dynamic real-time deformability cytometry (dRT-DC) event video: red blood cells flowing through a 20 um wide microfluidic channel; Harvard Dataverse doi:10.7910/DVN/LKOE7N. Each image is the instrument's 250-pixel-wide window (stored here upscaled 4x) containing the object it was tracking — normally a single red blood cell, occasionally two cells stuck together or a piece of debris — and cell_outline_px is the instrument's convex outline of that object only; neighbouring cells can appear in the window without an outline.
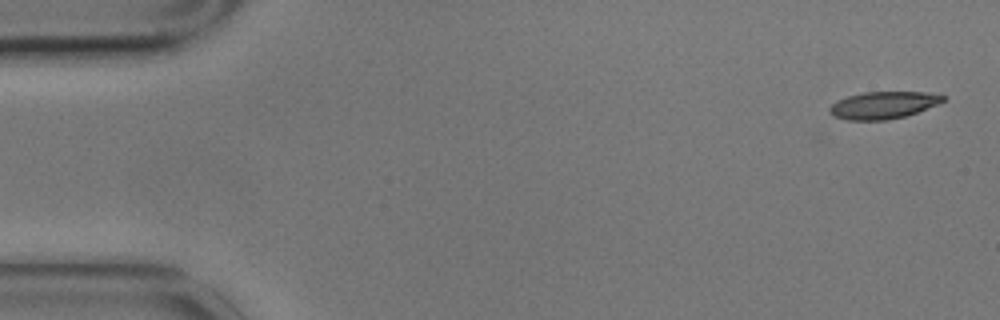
{"species": "common noctule bat (a hibernating species)", "species_latin": "Nyctalus noctula", "temperature_condition": "cold", "stored_images_in_passage": 4, "camera_frame_rate_fps": 3000, "um_per_image_px": 0.085, "animal": {"sex": "male", "body_mass_g": 17.9}, "frame": {"image": 1, "passage_image": 1, "time_ms": 0.0, "image_size_px": [1000, 320], "cell_outline_px": [[944, 100], [940, 104], [904, 116], [888, 120], [848, 120], [832, 116], [828, 112], [828, 108], [836, 100], [848, 96], [864, 92], [924, 92], [944, 96]], "centroid_in_image_um": [75.02, 8.94], "position_along_channel_um": 10.0, "area_um2": 17.98}}